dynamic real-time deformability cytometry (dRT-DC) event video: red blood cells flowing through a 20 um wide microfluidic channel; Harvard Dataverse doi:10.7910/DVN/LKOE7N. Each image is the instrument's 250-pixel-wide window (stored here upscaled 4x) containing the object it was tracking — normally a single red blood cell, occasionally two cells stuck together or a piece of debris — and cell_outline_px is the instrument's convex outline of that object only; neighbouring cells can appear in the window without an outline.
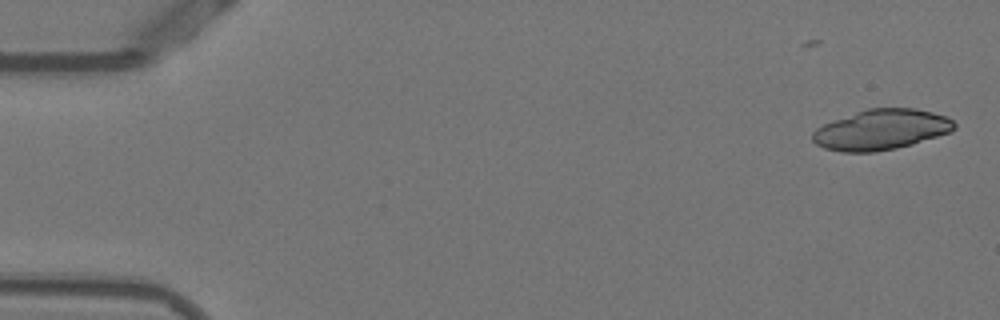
{"species": "Egyptian fruit bat (a non-hibernating species)", "species_latin": "Rousettus aegyptiacus", "temperature_condition": "warm", "stored_images_in_passage": 17, "camera_frame_rate_fps": 3000, "um_per_image_px": 0.085, "animal": {"sex": "female"}, "frame": {"image": 1, "passage_image": 1, "time_ms": 0.0, "image_size_px": [1000, 320], "cell_outline_px": [[956, 128], [952, 132], [912, 144], [896, 148], [876, 152], [840, 152], [824, 148], [816, 144], [812, 140], [812, 132], [816, 128], [824, 124], [856, 112], [868, 108], [916, 108], [932, 112], [944, 116], [952, 120], [956, 124]], "centroid_in_image_um": [74.91, 11.03], "position_along_channel_um": 10.1, "area_um2": 33.35}}